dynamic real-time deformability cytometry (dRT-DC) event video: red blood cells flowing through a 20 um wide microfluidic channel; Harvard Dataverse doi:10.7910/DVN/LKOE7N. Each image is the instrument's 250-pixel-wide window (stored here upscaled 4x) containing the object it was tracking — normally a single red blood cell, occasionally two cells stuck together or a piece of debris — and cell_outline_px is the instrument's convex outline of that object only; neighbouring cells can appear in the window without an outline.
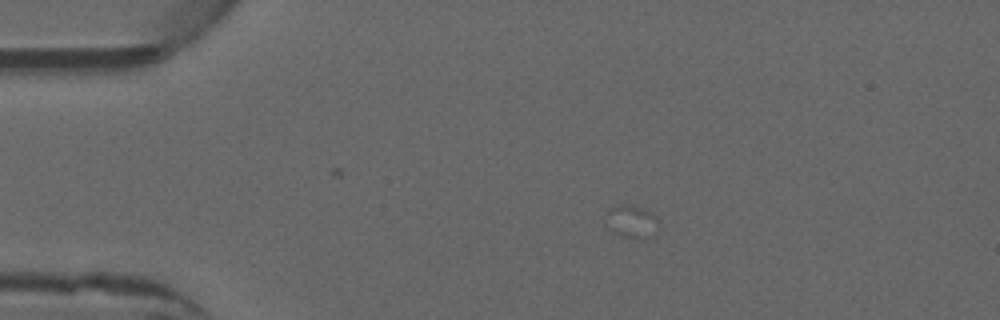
{"species": "common noctule bat (a hibernating species)", "species_latin": "Nyctalus noctula", "temperature_condition": "warm", "stored_images_in_passage": 1, "camera_frame_rate_fps": 3000, "um_per_image_px": 0.085, "animal": {"sex": "male", "forearm_length_mm": 52.5}, "frame": {"image": 1, "passage_image": 1, "time_ms": 0.0, "image_size_px": [1000, 320], "cell_outline_px": [[660, 220], [656, 232], [644, 240], [620, 236], [612, 232], [604, 224], [608, 208], [620, 204], [640, 208], [652, 212]], "centroid_in_image_um": [53.67, 18.86], "position_along_channel_um": 31.3, "area_um2": 10.4}}